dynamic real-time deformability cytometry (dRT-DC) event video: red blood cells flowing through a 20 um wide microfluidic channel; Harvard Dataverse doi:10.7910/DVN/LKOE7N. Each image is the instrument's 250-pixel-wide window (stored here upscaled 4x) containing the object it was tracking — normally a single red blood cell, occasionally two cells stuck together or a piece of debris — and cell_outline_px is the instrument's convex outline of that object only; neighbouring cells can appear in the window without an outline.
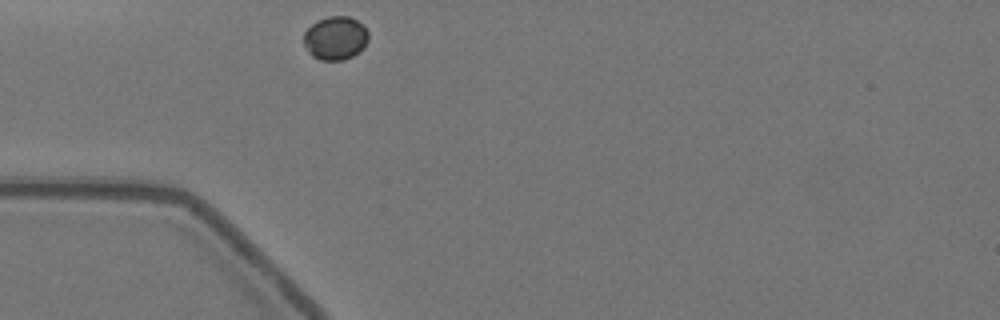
{"species": "Egyptian fruit bat (a non-hibernating species)", "species_latin": "Rousettus aegyptiacus", "temperature_condition": "warm", "stored_images_in_passage": 29, "camera_frame_rate_fps": 3000, "um_per_image_px": 0.085, "animal": {"sex": "female"}, "frame": {"image": 1, "passage_image": 1, "time_ms": 0.0, "image_size_px": [1000, 320], "cell_outline_px": [[368, 40], [360, 52], [344, 60], [320, 60], [312, 56], [308, 52], [304, 44], [304, 32], [312, 24], [328, 16], [348, 16], [356, 20], [368, 32]], "centroid_in_image_um": [28.5, 3.25], "position_along_channel_um": 56.5, "area_um2": 16.3}}
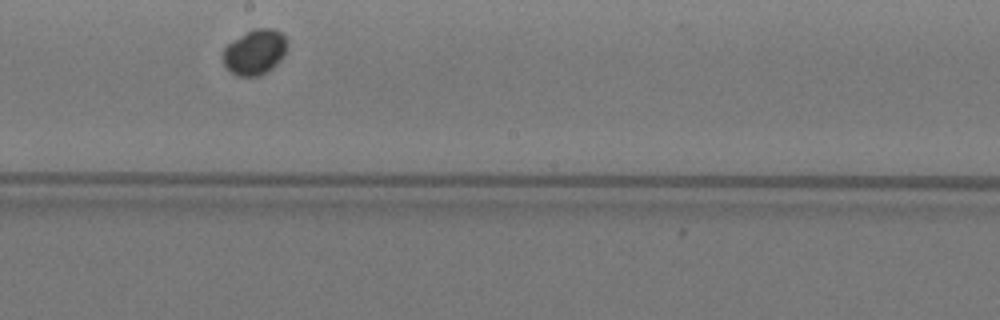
{"frame": {"image": 2, "passage_image": 16, "time_ms": 5.0, "image_size_px": [1000, 320], "cell_outline_px": [[288, 48], [284, 56], [272, 68], [260, 76], [240, 76], [232, 72], [224, 64], [224, 48], [228, 44], [252, 28], [272, 28], [280, 32], [288, 40]], "centroid_in_image_um": [21.71, 4.41], "position_along_channel_um": 226.5, "area_um2": 16.88}}
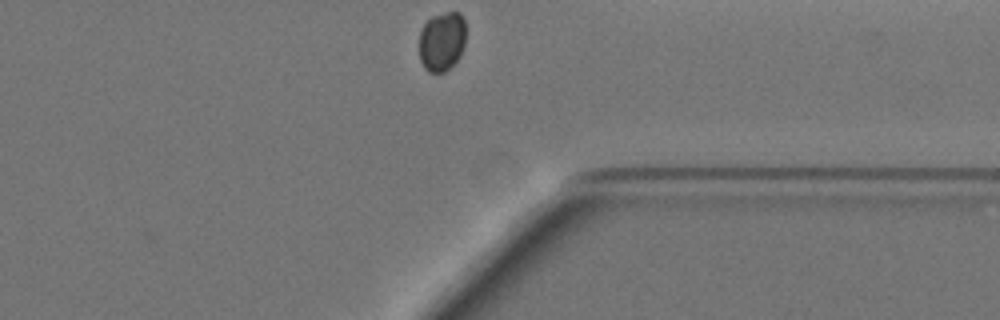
{"frame": {"image": 3, "passage_image": 29, "time_ms": 9.333, "image_size_px": [1000, 320], "cell_outline_px": [[464, 48], [460, 56], [444, 72], [428, 72], [424, 68], [420, 60], [420, 32], [424, 24], [432, 16], [448, 12], [460, 12], [464, 20]], "centroid_in_image_um": [37.55, 3.52], "position_along_channel_um": 373.8, "area_um2": 16.01}}